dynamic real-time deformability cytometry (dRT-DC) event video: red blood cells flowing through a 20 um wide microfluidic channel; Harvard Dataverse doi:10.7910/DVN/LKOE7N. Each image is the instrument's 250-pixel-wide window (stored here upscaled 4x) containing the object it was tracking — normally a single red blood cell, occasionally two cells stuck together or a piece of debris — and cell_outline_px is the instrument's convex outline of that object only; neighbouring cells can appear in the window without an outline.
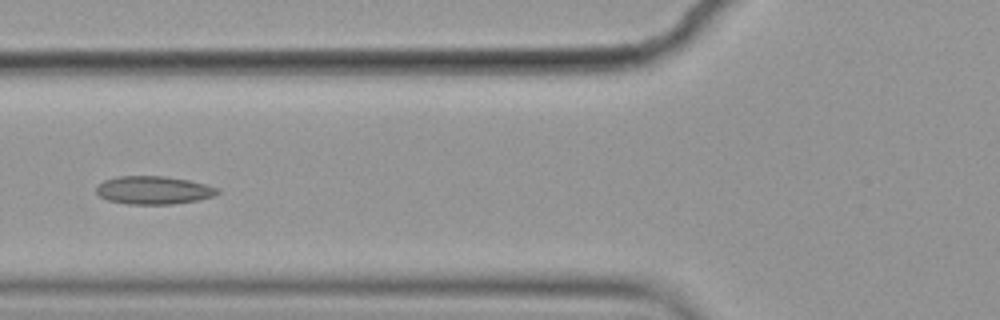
{"species": "common noctule bat (a hibernating species)", "species_latin": "Nyctalus noctula", "temperature_condition": "cold", "stored_images_in_passage": 7, "camera_frame_rate_fps": 3000, "um_per_image_px": 0.085, "animal": {"sex": "female", "body_mass_g": 19.9}, "frame": {"image": 1, "passage_image": 4, "time_ms": 1.0, "image_size_px": [1000, 320], "cell_outline_px": [[220, 192], [212, 196], [200, 200], [172, 204], [128, 204], [108, 200], [100, 196], [96, 192], [96, 188], [104, 180], [116, 176], [164, 176], [188, 180], [220, 188]], "centroid_in_image_um": [13.06, 16.16], "position_along_channel_um": 112.7, "area_um2": 19.83}}
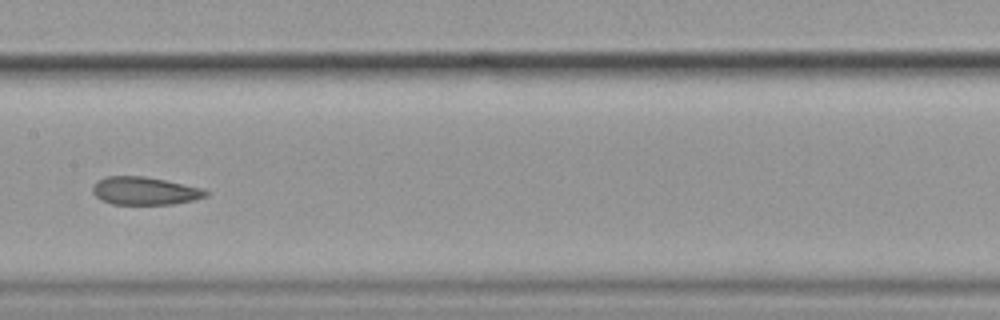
{"frame": {"image": 2, "passage_image": 6, "time_ms": 1.667, "image_size_px": [1000, 320], "cell_outline_px": [[208, 196], [196, 200], [172, 204], [112, 204], [100, 200], [92, 192], [92, 188], [96, 180], [104, 176], [144, 176], [204, 188], [208, 192]], "centroid_in_image_um": [12.3, 16.22], "position_along_channel_um": 195.1, "area_um2": 18.61}}
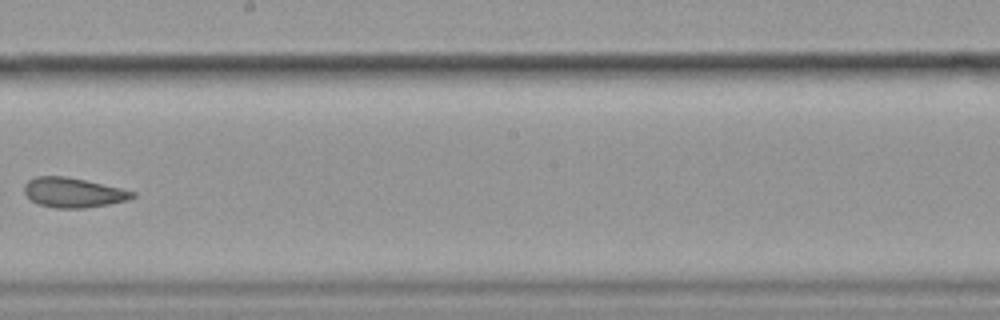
{"frame": {"image": 3, "passage_image": 7, "time_ms": 2.0, "image_size_px": [1000, 320], "cell_outline_px": [[136, 196], [128, 200], [108, 204], [84, 208], [52, 208], [40, 204], [32, 200], [24, 192], [24, 184], [28, 180], [36, 176], [64, 176], [84, 180], [120, 188], [136, 192]], "centroid_in_image_um": [6.22, 16.37], "position_along_channel_um": 242.0, "area_um2": 18.61}}